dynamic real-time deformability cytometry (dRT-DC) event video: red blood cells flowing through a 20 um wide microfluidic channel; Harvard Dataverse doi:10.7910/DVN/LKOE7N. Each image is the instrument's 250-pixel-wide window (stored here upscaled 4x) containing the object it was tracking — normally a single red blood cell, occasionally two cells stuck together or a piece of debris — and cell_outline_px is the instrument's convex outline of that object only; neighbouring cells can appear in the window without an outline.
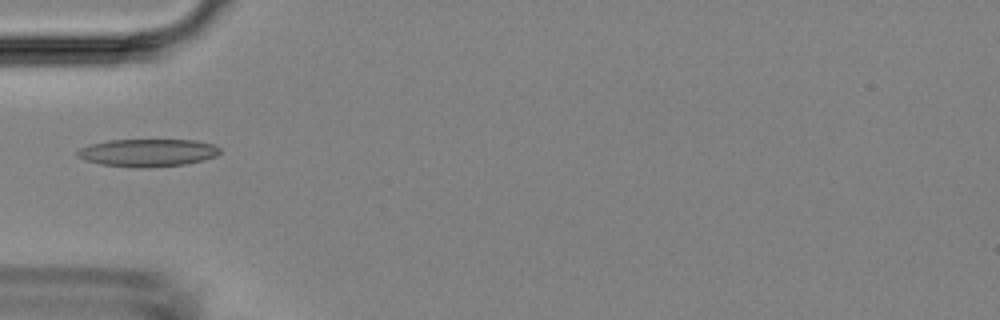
{"species": "Egyptian fruit bat (a non-hibernating species)", "species_latin": "Rousettus aegyptiacus", "temperature_condition": "room temperature", "stored_images_in_passage": 5, "camera_frame_rate_fps": 3000, "um_per_image_px": 0.085, "animal": {"sex": "female"}, "frame": {"image": 1, "passage_image": 5, "time_ms": 4.333, "image_size_px": [1000, 320], "cell_outline_px": [[220, 152], [216, 156], [204, 160], [184, 164], [148, 168], [136, 168], [100, 164], [84, 160], [76, 156], [76, 152], [80, 148], [88, 144], [108, 140], [196, 140], [212, 144], [220, 148]], "centroid_in_image_um": [12.52, 12.98], "position_along_channel_um": 72.5, "area_um2": 23.18}}